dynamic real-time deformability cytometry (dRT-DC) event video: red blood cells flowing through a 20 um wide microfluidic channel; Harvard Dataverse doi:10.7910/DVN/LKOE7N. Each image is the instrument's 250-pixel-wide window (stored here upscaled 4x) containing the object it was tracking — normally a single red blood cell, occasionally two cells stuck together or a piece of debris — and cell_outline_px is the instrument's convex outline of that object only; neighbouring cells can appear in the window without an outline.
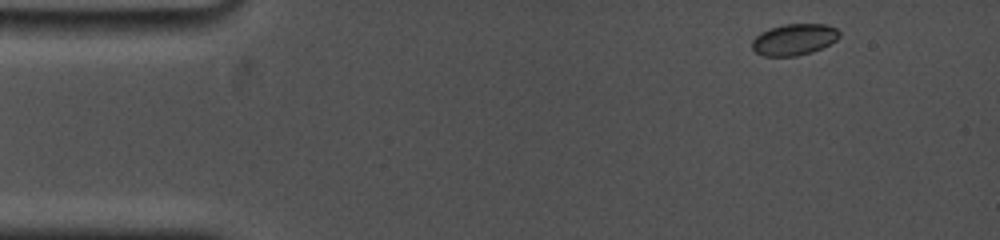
{"species": "common noctule bat (a hibernating species)", "species_latin": "Nyctalus noctula", "temperature_condition": "cold", "stored_images_in_passage": 13, "camera_frame_rate_fps": 5000, "um_per_image_px": 0.085, "animal": {"sex": "female", "body_mass_g": 19.0, "forearm_length_mm": 53.3}, "frame": {"image": 1, "passage_image": 1, "time_ms": 0.0, "image_size_px": [1000, 240], "cell_outline_px": [[840, 36], [836, 40], [812, 52], [796, 56], [764, 56], [756, 52], [752, 48], [752, 40], [760, 32], [784, 24], [828, 24], [836, 28], [840, 32]], "centroid_in_image_um": [67.5, 3.35], "position_along_channel_um": 17.5, "area_um2": 15.9}}
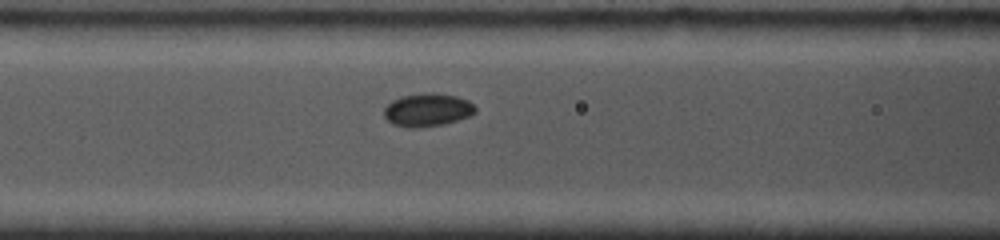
{"frame": {"image": 2, "passage_image": 10, "time_ms": 5.4, "image_size_px": [1000, 240], "cell_outline_px": [[476, 112], [472, 116], [444, 124], [420, 128], [408, 128], [392, 124], [384, 116], [384, 108], [392, 100], [400, 96], [432, 92], [456, 96], [468, 100], [476, 108]], "centroid_in_image_um": [36.34, 9.35], "position_along_channel_um": 130.3, "area_um2": 17.8}}
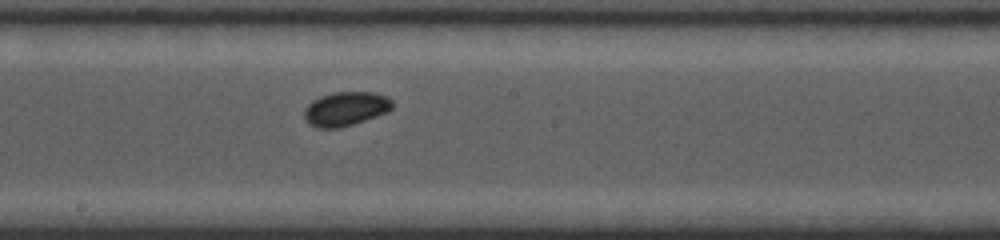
{"frame": {"image": 3, "passage_image": 13, "time_ms": 7.8, "image_size_px": [1000, 240], "cell_outline_px": [[392, 108], [388, 112], [340, 128], [316, 128], [308, 124], [304, 120], [304, 108], [312, 100], [320, 96], [336, 92], [376, 92], [388, 96], [392, 100]], "centroid_in_image_um": [29.36, 9.25], "position_along_channel_um": 218.8, "area_um2": 17.69}}